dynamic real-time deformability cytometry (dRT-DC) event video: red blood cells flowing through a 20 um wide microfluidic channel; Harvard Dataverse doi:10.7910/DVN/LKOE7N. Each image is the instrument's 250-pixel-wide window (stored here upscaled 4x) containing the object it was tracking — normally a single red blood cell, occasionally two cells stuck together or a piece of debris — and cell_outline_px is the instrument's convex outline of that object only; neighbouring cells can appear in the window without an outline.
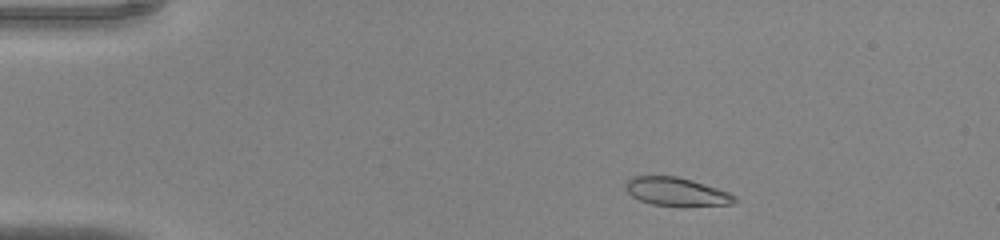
{"species": "common noctule bat (a hibernating species)", "species_latin": "Nyctalus noctula", "temperature_condition": "warm", "stored_images_in_passage": 40, "camera_frame_rate_fps": 3000, "um_per_image_px": 0.085, "animal": {"sex": "male", "body_mass_g": 20.0, "forearm_length_mm": 53.3}, "frame": {"image": 1, "passage_image": 3, "time_ms": 0.667, "image_size_px": [1000, 240], "cell_outline_px": [[736, 200], [732, 204], [684, 208], [652, 204], [640, 200], [632, 196], [628, 192], [624, 184], [632, 176], [676, 176], [692, 180], [728, 192], [736, 196]], "centroid_in_image_um": [57.51, 16.33], "position_along_channel_um": 27.5, "area_um2": 18.38}}
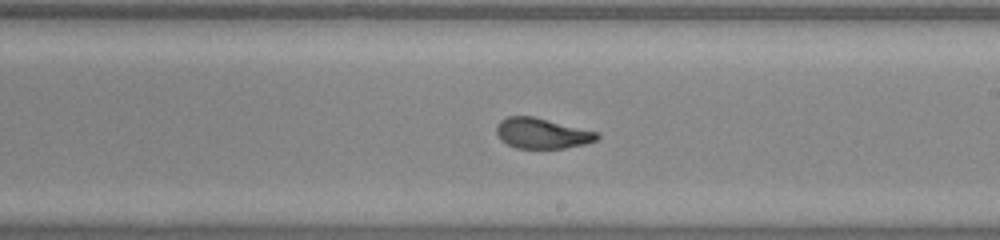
{"frame": {"image": 2, "passage_image": 22, "time_ms": 7.0, "image_size_px": [1000, 240], "cell_outline_px": [[600, 136], [596, 140], [584, 144], [564, 148], [516, 148], [500, 140], [496, 132], [496, 124], [500, 120], [508, 116], [532, 116], [600, 132]], "centroid_in_image_um": [46.06, 11.33], "position_along_channel_um": 242.9, "area_um2": 17.92}}
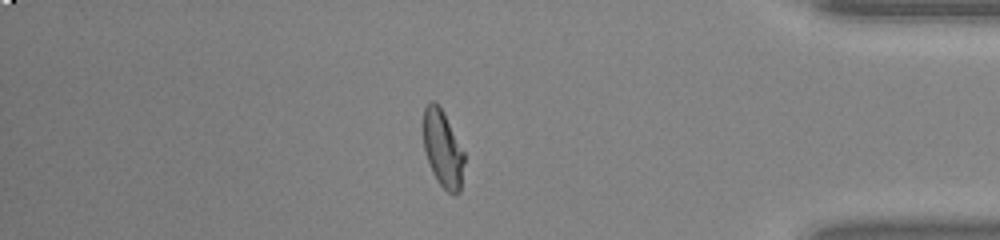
{"frame": {"image": 3, "passage_image": 34, "time_ms": 11.0, "image_size_px": [1000, 240], "cell_outline_px": [[464, 164], [460, 192], [456, 196], [452, 196], [436, 180], [432, 172], [424, 148], [424, 108], [432, 100], [444, 112], [464, 152]], "centroid_in_image_um": [37.66, 12.71], "position_along_channel_um": 397.5, "area_um2": 18.21}}